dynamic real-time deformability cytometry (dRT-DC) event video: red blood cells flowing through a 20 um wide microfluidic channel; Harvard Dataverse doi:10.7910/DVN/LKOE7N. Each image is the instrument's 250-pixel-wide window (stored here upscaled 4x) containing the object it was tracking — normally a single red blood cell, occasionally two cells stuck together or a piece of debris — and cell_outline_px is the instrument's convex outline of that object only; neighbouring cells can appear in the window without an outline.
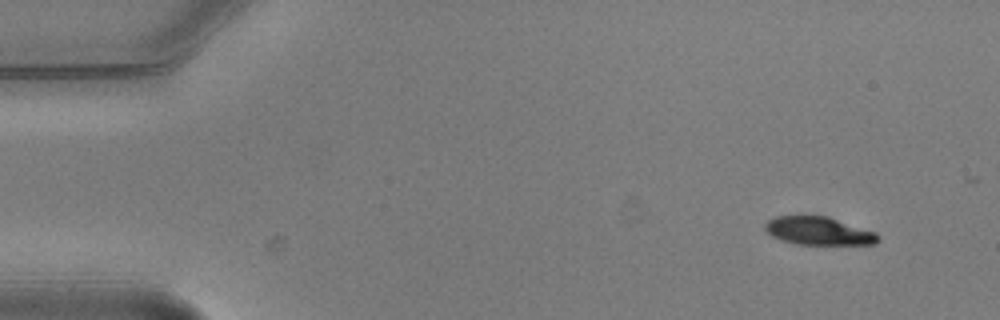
{"species": "common noctule bat (a hibernating species)", "species_latin": "Nyctalus noctula", "temperature_condition": "warm", "stored_images_in_passage": 6, "camera_frame_rate_fps": 3000, "um_per_image_px": 0.085, "animal": {"sex": "male", "body_mass_g": 20.5, "forearm_length_mm": 52.5}, "frame": {"image": 1, "passage_image": 2, "time_ms": 0.333, "image_size_px": [1000, 320], "cell_outline_px": [[880, 240], [876, 244], [796, 244], [780, 240], [772, 236], [764, 228], [764, 224], [768, 220], [776, 216], [828, 216], [876, 232], [880, 236]], "centroid_in_image_um": [69.6, 19.63], "position_along_channel_um": 15.4, "area_um2": 18.55}}
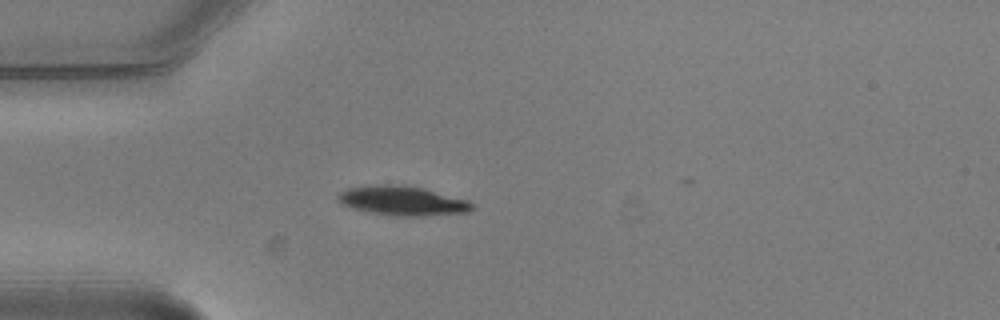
{"frame": {"image": 2, "passage_image": 5, "time_ms": 1.333, "image_size_px": [1000, 320], "cell_outline_px": [[472, 208], [468, 212], [420, 216], [396, 216], [368, 212], [352, 208], [336, 200], [336, 196], [340, 192], [348, 188], [376, 184], [404, 184], [424, 188], [468, 200], [472, 204]], "centroid_in_image_um": [34.17, 17.05], "position_along_channel_um": 50.8, "area_um2": 23.06}}